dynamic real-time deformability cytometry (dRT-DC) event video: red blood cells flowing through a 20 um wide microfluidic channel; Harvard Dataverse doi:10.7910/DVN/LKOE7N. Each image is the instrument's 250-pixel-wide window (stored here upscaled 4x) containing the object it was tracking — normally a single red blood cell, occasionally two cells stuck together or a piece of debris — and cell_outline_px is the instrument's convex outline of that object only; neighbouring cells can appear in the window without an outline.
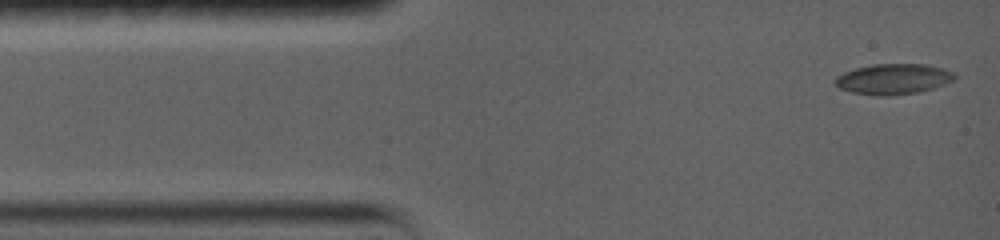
{"species": "common noctule bat (a hibernating species)", "species_latin": "Nyctalus noctula", "temperature_condition": "warm", "stored_images_in_passage": 39, "camera_frame_rate_fps": 5000, "um_per_image_px": 0.085, "animal": {"sex": "female", "body_mass_g": 19.0, "forearm_length_mm": 56.7}, "frame": {"image": 1, "passage_image": 1, "time_ms": 0.0, "image_size_px": [1000, 240], "cell_outline_px": [[956, 76], [952, 80], [944, 84], [920, 92], [888, 96], [880, 96], [852, 92], [840, 88], [832, 80], [836, 76], [844, 72], [856, 68], [872, 64], [924, 64], [944, 68], [952, 72]], "centroid_in_image_um": [75.91, 6.71], "position_along_channel_um": 9.1, "area_um2": 21.21}}
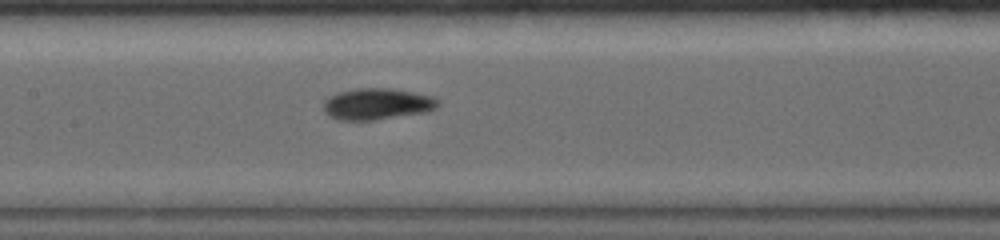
{"frame": {"image": 2, "passage_image": 17, "time_ms": 6.4, "image_size_px": [1000, 240], "cell_outline_px": [[440, 104], [436, 108], [424, 112], [372, 120], [336, 120], [328, 116], [324, 112], [324, 100], [328, 96], [340, 92], [356, 88], [392, 88], [432, 96], [440, 100]], "centroid_in_image_um": [32.03, 8.83], "position_along_channel_um": 175.4, "area_um2": 20.98}}
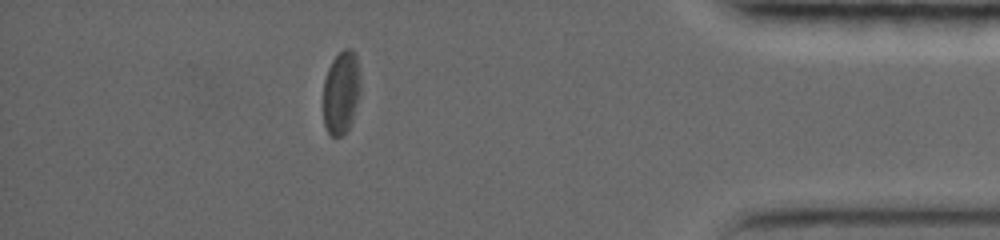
{"frame": {"image": 3, "passage_image": 34, "time_ms": 13.8, "image_size_px": [1000, 240], "cell_outline_px": [[360, 92], [352, 120], [348, 128], [340, 136], [332, 136], [328, 132], [324, 124], [324, 80], [328, 68], [332, 60], [344, 48], [352, 48], [356, 56], [360, 76]], "centroid_in_image_um": [29.01, 7.82], "position_along_channel_um": 406.2, "area_um2": 17.92}, "authors_computed_cell_mechanics": {"area_um2": 19.9988, "velocity_mm_per_s": 3.6734, "shape_relaxation_time_tau1_ms": 4.0515, "shape_relaxation_time_tau2_ms": 2.224, "deformation_change_tau1": 0.1149, "deformation_change_tau2": 0.0693}}